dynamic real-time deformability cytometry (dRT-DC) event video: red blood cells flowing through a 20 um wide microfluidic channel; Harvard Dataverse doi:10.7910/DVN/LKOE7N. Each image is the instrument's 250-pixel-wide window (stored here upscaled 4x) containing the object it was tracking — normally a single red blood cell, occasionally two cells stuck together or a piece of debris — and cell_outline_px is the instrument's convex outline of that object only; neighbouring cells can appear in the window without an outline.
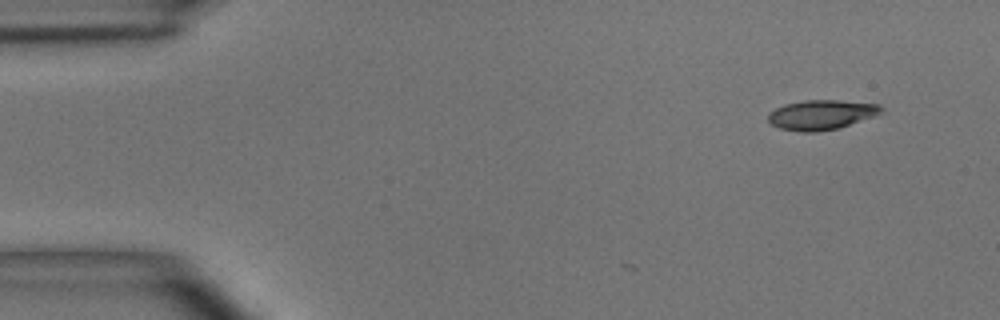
{"species": "common noctule bat (a hibernating species)", "species_latin": "Nyctalus noctula", "temperature_condition": "room temperature", "stored_images_in_passage": 4, "camera_frame_rate_fps": 3000, "um_per_image_px": 0.085, "animal": {"sex": "male", "body_mass_g": 15.6}, "frame": {"image": 1, "passage_image": 1, "time_ms": 0.0, "image_size_px": [1000, 320], "cell_outline_px": [[884, 112], [836, 128], [816, 132], [800, 132], [780, 128], [772, 124], [768, 120], [768, 112], [784, 104], [804, 100], [840, 100], [880, 104], [884, 108]], "centroid_in_image_um": [69.79, 9.74], "position_along_channel_um": 15.2, "area_um2": 19.48}}
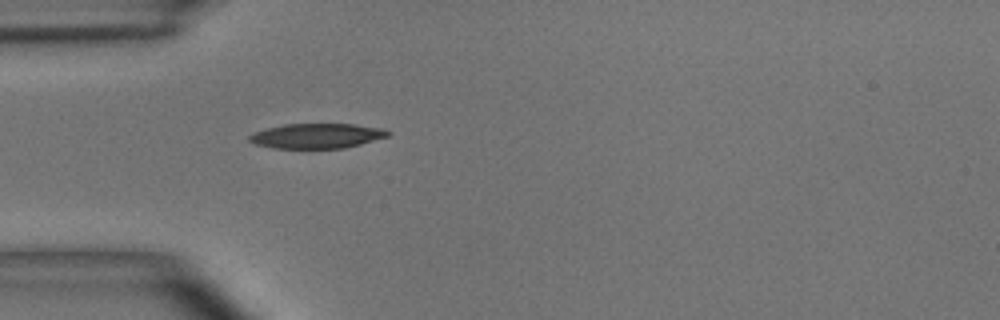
{"frame": {"image": 2, "passage_image": 4, "time_ms": 3.667, "image_size_px": [1000, 320], "cell_outline_px": [[392, 132], [388, 136], [360, 144], [344, 148], [272, 148], [256, 144], [248, 140], [248, 136], [256, 132], [268, 128], [284, 124], [356, 124], [380, 128]], "centroid_in_image_um": [26.93, 11.55], "position_along_channel_um": 58.1, "area_um2": 19.94}}